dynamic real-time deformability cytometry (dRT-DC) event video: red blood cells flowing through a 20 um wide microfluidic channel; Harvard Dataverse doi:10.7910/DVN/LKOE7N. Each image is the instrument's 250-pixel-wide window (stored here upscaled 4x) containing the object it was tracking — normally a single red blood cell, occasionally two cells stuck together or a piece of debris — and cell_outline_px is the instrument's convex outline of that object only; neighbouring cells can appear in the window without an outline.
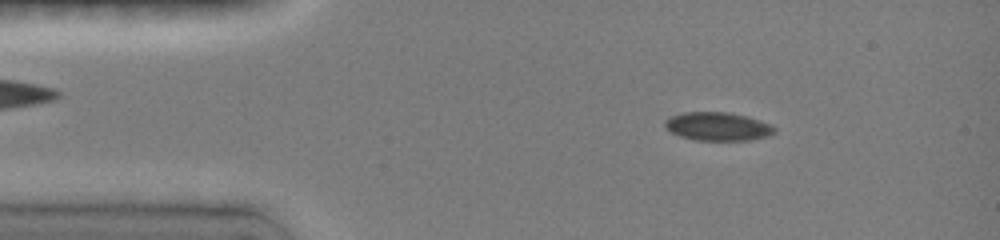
{"species": "common noctule bat (a hibernating species)", "species_latin": "Nyctalus noctula", "temperature_condition": "room temperature", "stored_images_in_passage": 25, "camera_frame_rate_fps": 3000, "um_per_image_px": 0.085, "animal": {"sex": "female", "body_mass_g": 19.0, "forearm_length_mm": 51.5}, "frame": {"image": 1, "passage_image": 4, "time_ms": 2.0, "image_size_px": [1000, 240], "cell_outline_px": [[776, 132], [768, 136], [748, 140], [696, 140], [680, 136], [664, 128], [664, 120], [668, 116], [684, 112], [728, 112], [748, 116], [772, 124], [776, 128]], "centroid_in_image_um": [61.0, 10.73], "position_along_channel_um": 24.0, "area_um2": 18.38}}
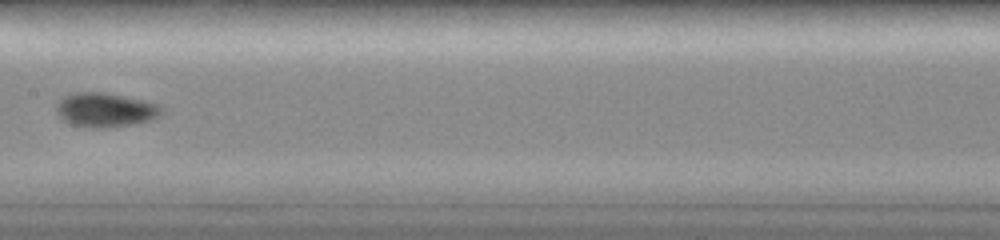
{"frame": {"image": 2, "passage_image": 13, "time_ms": 7.667, "image_size_px": [1000, 240], "cell_outline_px": [[164, 112], [160, 116], [148, 120], [132, 124], [104, 128], [88, 128], [72, 124], [64, 120], [56, 112], [56, 104], [64, 96], [80, 92], [104, 92], [160, 104], [164, 108]], "centroid_in_image_um": [8.97, 9.34], "position_along_channel_um": 198.4, "area_um2": 20.92}}
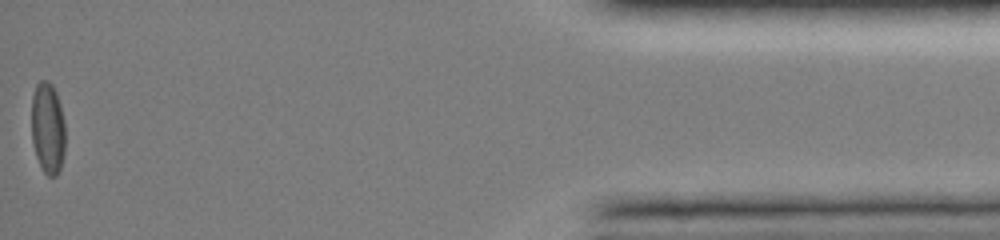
{"frame": {"image": 3, "passage_image": 25, "time_ms": 15.333, "image_size_px": [1000, 240], "cell_outline_px": [[64, 152], [60, 168], [56, 176], [48, 176], [44, 172], [36, 156], [32, 140], [32, 96], [36, 84], [40, 80], [48, 80], [52, 84], [56, 92], [60, 104], [64, 120]], "centroid_in_image_um": [4.05, 10.86], "position_along_channel_um": 431.1, "area_um2": 17.98}, "authors_computed_cell_mechanics": {"area_um2": 18.496, "velocity_mm_per_s": 4.0373, "shape_relaxation_time_tau1_ms": 3.912, "shape_relaxation_time_tau2_ms": 2.3796, "deformation_change_tau1": 0.1128, "deformation_change_tau2": 0.0322}}